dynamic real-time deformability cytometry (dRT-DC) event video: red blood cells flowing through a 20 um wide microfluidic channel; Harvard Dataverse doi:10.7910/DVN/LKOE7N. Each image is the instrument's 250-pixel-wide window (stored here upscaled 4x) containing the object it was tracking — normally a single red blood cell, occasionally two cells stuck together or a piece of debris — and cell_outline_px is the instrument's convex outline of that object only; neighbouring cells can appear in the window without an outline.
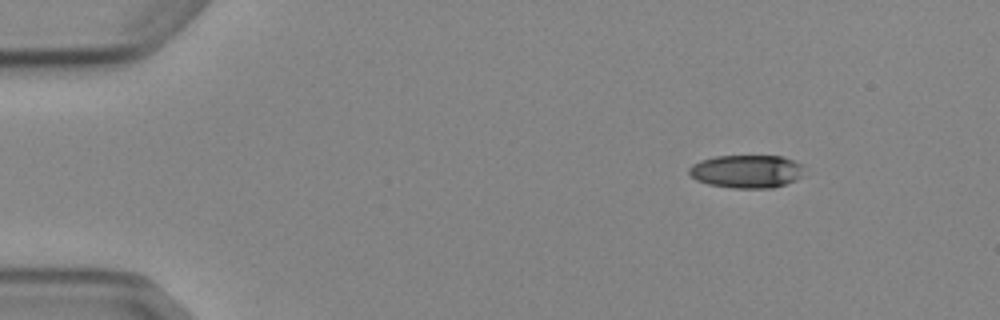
{"species": "Egyptian fruit bat (a non-hibernating species)", "species_latin": "Rousettus aegyptiacus", "temperature_condition": "cold", "stored_images_in_passage": 6, "camera_frame_rate_fps": 3000, "um_per_image_px": 0.085, "animal": {"sex": "female"}, "frame": {"image": 1, "passage_image": 1, "time_ms": 0.0, "image_size_px": [1000, 320], "cell_outline_px": [[804, 164], [800, 176], [796, 180], [772, 188], [732, 188], [708, 184], [696, 180], [688, 172], [688, 168], [692, 164], [700, 160], [716, 156], [784, 156]], "centroid_in_image_um": [63.45, 14.56], "position_along_channel_um": 21.5, "area_um2": 22.31}}
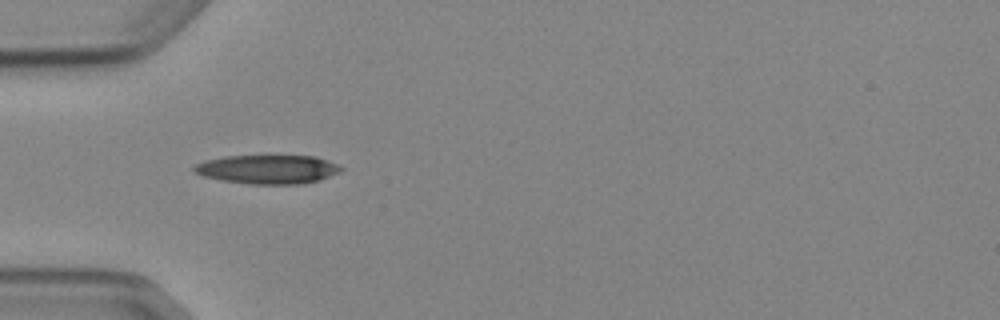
{"frame": {"image": 2, "passage_image": 4, "time_ms": 3.333, "image_size_px": [1000, 320], "cell_outline_px": [[344, 168], [340, 172], [320, 180], [300, 184], [252, 184], [220, 180], [204, 176], [196, 172], [192, 168], [196, 164], [204, 160], [224, 156], [316, 156], [336, 164]], "centroid_in_image_um": [22.76, 14.39], "position_along_channel_um": 62.2, "area_um2": 24.68}}
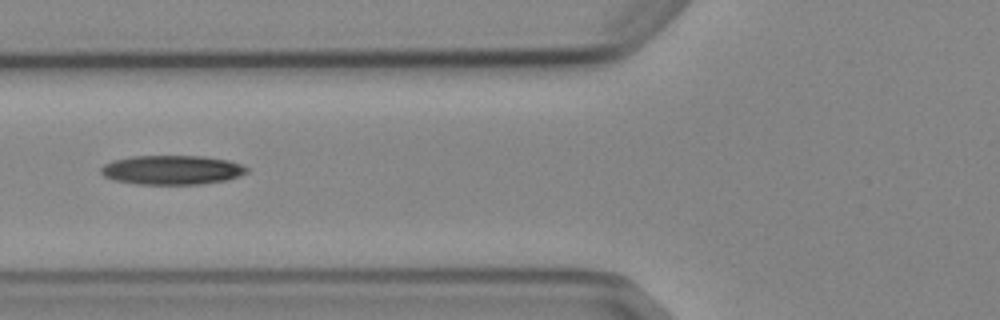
{"frame": {"image": 3, "passage_image": 5, "time_ms": 4.667, "image_size_px": [1000, 320], "cell_outline_px": [[248, 172], [240, 176], [228, 180], [200, 184], [136, 184], [116, 180], [104, 176], [100, 172], [100, 168], [104, 164], [112, 160], [132, 156], [204, 156], [228, 160], [240, 164], [248, 168]], "centroid_in_image_um": [14.62, 14.44], "position_along_channel_um": 111.2, "area_um2": 24.97}}